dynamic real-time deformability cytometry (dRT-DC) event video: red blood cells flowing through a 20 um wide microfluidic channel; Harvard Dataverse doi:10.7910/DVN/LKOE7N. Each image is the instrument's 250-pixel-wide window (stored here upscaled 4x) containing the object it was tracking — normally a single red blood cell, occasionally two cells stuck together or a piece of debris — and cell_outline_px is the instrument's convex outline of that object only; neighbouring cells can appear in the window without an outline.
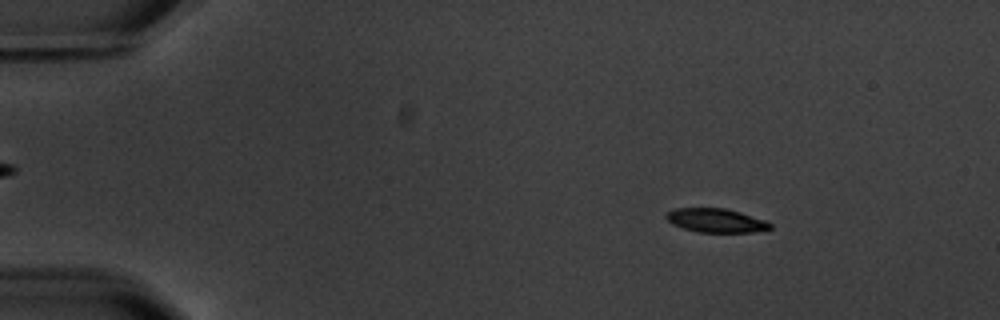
{"species": "common noctule bat (a hibernating species)", "species_latin": "Nyctalus noctula", "temperature_condition": "warm", "stored_images_in_passage": 5, "camera_frame_rate_fps": 3000, "um_per_image_px": 0.085, "animal": {"sex": "male", "body_mass_g": 20.1, "forearm_length_mm": 53.5}, "frame": {"image": 1, "passage_image": 2, "time_ms": 2.0, "image_size_px": [1000, 320], "cell_outline_px": [[772, 228], [752, 232], [696, 232], [672, 224], [664, 216], [672, 208], [724, 208], [740, 212], [764, 220], [772, 224]], "centroid_in_image_um": [60.82, 18.73], "position_along_channel_um": 24.2, "area_um2": 14.39}}
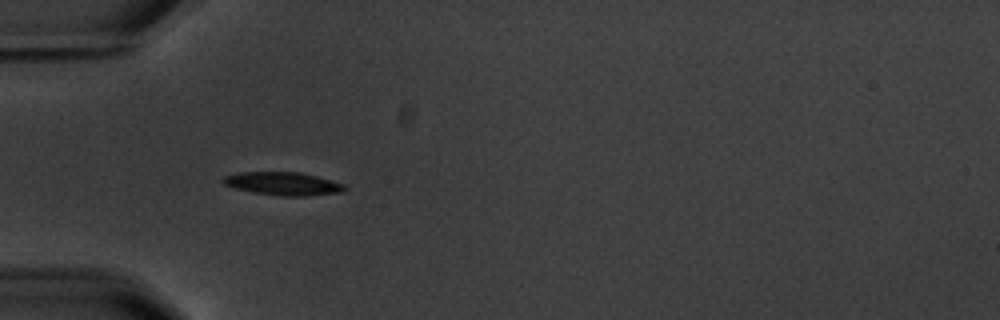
{"frame": {"image": 2, "passage_image": 4, "time_ms": 5.333, "image_size_px": [1000, 320], "cell_outline_px": [[348, 188], [344, 192], [304, 196], [280, 196], [256, 192], [236, 188], [224, 184], [220, 180], [224, 176], [236, 172], [300, 172], [316, 176], [344, 184]], "centroid_in_image_um": [24.07, 15.6], "position_along_channel_um": 60.9, "area_um2": 16.36}}
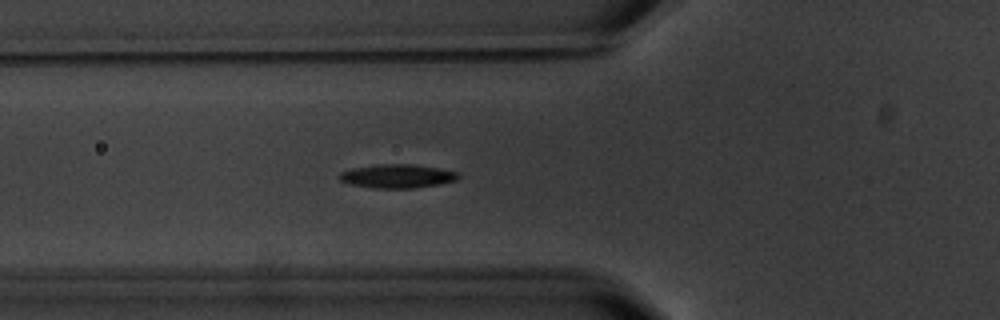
{"frame": {"image": 3, "passage_image": 5, "time_ms": 6.333, "image_size_px": [1000, 320], "cell_outline_px": [[460, 176], [456, 180], [440, 184], [412, 188], [372, 188], [352, 184], [340, 180], [340, 172], [352, 168], [376, 164], [408, 164], [436, 168], [456, 172]], "centroid_in_image_um": [33.74, 14.97], "position_along_channel_um": 92.1, "area_um2": 16.18}}